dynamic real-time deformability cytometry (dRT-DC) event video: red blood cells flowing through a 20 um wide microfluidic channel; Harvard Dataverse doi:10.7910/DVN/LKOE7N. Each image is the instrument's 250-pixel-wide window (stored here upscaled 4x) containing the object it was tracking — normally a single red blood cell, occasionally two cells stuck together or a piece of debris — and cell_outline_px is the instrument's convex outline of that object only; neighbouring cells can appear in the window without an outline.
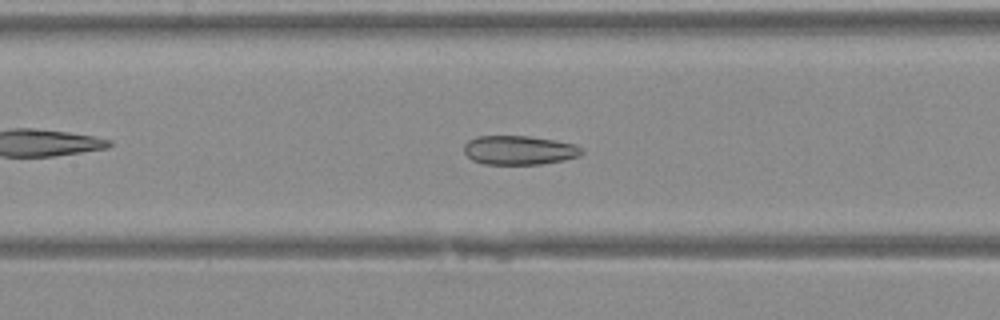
{"species": "Egyptian fruit bat (a non-hibernating species)", "species_latin": "Rousettus aegyptiacus", "temperature_condition": "warm", "stored_images_in_passage": 33, "camera_frame_rate_fps": 3000, "um_per_image_px": 0.085, "animal": {"sex": "female"}, "frame": {"image": 1, "passage_image": 11, "time_ms": 3.333, "image_size_px": [1000, 320], "cell_outline_px": [[584, 152], [580, 156], [564, 160], [540, 164], [484, 164], [472, 160], [464, 152], [464, 144], [468, 140], [476, 136], [528, 136], [556, 140], [576, 144]], "centroid_in_image_um": [44.13, 12.76], "position_along_channel_um": 163.3, "area_um2": 20.06}}
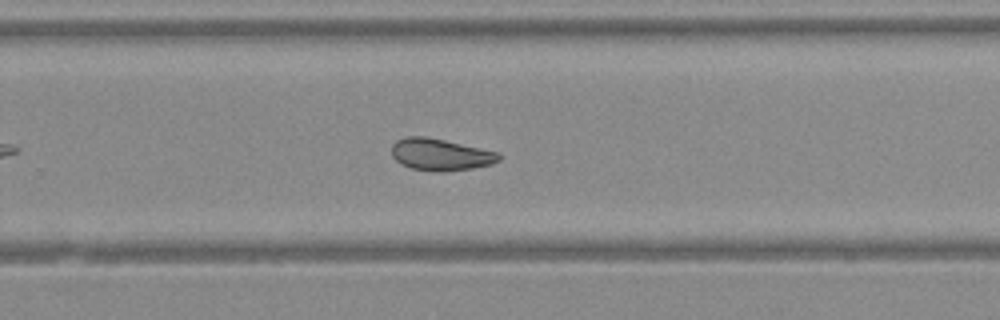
{"frame": {"image": 2, "passage_image": 19, "time_ms": 6.0, "image_size_px": [1000, 320], "cell_outline_px": [[500, 160], [492, 164], [472, 168], [444, 172], [412, 168], [400, 164], [392, 156], [392, 144], [396, 140], [404, 136], [424, 136], [444, 140], [480, 148], [496, 152], [500, 156]], "centroid_in_image_um": [37.4, 13.13], "position_along_channel_um": 292.4, "area_um2": 19.77}}
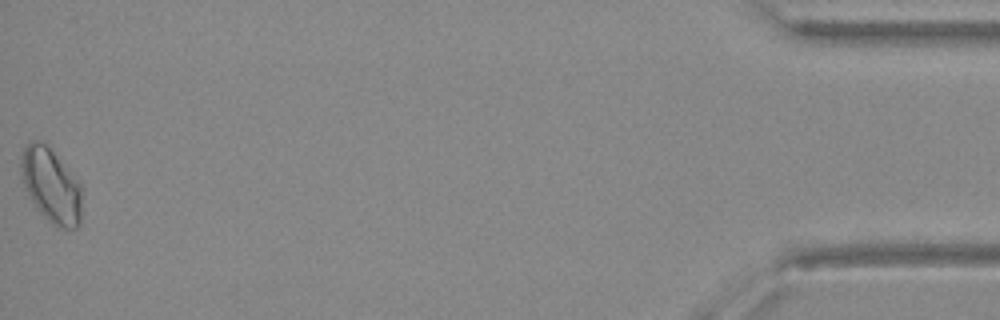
{"frame": {"image": 3, "passage_image": 33, "time_ms": 10.667, "image_size_px": [1000, 320], "cell_outline_px": [[84, 188], [80, 224], [76, 228], [60, 228], [52, 224], [40, 212], [32, 200], [24, 184], [20, 172], [20, 164], [24, 148], [32, 140], [36, 140], [44, 144], [52, 152]], "centroid_in_image_um": [4.38, 15.82], "position_along_channel_um": 430.8, "area_um2": 26.01}}